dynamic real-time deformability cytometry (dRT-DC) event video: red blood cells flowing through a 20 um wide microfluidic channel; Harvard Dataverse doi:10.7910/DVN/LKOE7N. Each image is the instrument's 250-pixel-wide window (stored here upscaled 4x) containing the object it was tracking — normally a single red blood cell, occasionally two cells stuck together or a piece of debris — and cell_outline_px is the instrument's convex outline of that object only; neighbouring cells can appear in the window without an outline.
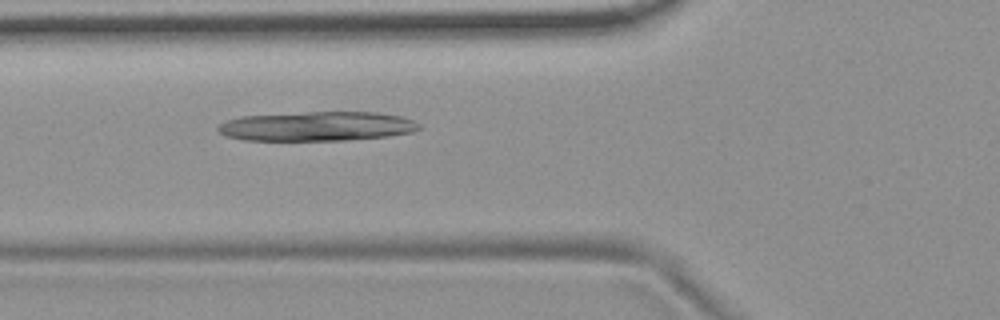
{"species": "common noctule bat (a hibernating species)", "species_latin": "Nyctalus noctula", "temperature_condition": "room temperature", "stored_images_in_passage": 5, "camera_frame_rate_fps": 3000, "um_per_image_px": 0.085, "animal": {"sex": "female", "body_mass_g": 19.9}, "frame": {"image": 1, "passage_image": 5, "time_ms": 1.333, "image_size_px": [1000, 320], "cell_outline_px": [[420, 128], [412, 132], [388, 136], [344, 140], [244, 140], [224, 136], [216, 128], [220, 124], [228, 120], [240, 116], [308, 112], [380, 112], [404, 116], [420, 124]], "centroid_in_image_um": [26.96, 10.73], "position_along_channel_um": 98.8, "area_um2": 34.51}}